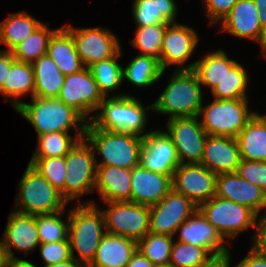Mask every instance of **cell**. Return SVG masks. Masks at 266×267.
Here are the masks:
<instances>
[{
	"label": "cell",
	"instance_id": "cell-1",
	"mask_svg": "<svg viewBox=\"0 0 266 267\" xmlns=\"http://www.w3.org/2000/svg\"><path fill=\"white\" fill-rule=\"evenodd\" d=\"M73 202L68 212L69 242L72 258L88 267L95 258L97 248L106 233L104 216L95 201ZM77 252L78 257H75Z\"/></svg>",
	"mask_w": 266,
	"mask_h": 267
},
{
	"label": "cell",
	"instance_id": "cell-2",
	"mask_svg": "<svg viewBox=\"0 0 266 267\" xmlns=\"http://www.w3.org/2000/svg\"><path fill=\"white\" fill-rule=\"evenodd\" d=\"M30 101L22 102L16 111L33 125L37 136L72 129L76 130V136H85L88 122L60 99L34 96Z\"/></svg>",
	"mask_w": 266,
	"mask_h": 267
},
{
	"label": "cell",
	"instance_id": "cell-3",
	"mask_svg": "<svg viewBox=\"0 0 266 267\" xmlns=\"http://www.w3.org/2000/svg\"><path fill=\"white\" fill-rule=\"evenodd\" d=\"M149 111H153L152 104L144 107V104L133 95L113 93L110 97H104L90 122L99 129L122 131L144 137L148 134L145 129Z\"/></svg>",
	"mask_w": 266,
	"mask_h": 267
},
{
	"label": "cell",
	"instance_id": "cell-4",
	"mask_svg": "<svg viewBox=\"0 0 266 267\" xmlns=\"http://www.w3.org/2000/svg\"><path fill=\"white\" fill-rule=\"evenodd\" d=\"M92 146L94 154L102 156V161H97V166H113L132 169L140 164V152L143 137L122 131H111L96 128L88 122L85 137Z\"/></svg>",
	"mask_w": 266,
	"mask_h": 267
},
{
	"label": "cell",
	"instance_id": "cell-5",
	"mask_svg": "<svg viewBox=\"0 0 266 267\" xmlns=\"http://www.w3.org/2000/svg\"><path fill=\"white\" fill-rule=\"evenodd\" d=\"M202 86L193 70H174L169 84L152 103L154 113L176 117L199 116L203 103Z\"/></svg>",
	"mask_w": 266,
	"mask_h": 267
},
{
	"label": "cell",
	"instance_id": "cell-6",
	"mask_svg": "<svg viewBox=\"0 0 266 267\" xmlns=\"http://www.w3.org/2000/svg\"><path fill=\"white\" fill-rule=\"evenodd\" d=\"M14 211L22 214L39 215L61 212L68 202L29 163L18 183Z\"/></svg>",
	"mask_w": 266,
	"mask_h": 267
},
{
	"label": "cell",
	"instance_id": "cell-7",
	"mask_svg": "<svg viewBox=\"0 0 266 267\" xmlns=\"http://www.w3.org/2000/svg\"><path fill=\"white\" fill-rule=\"evenodd\" d=\"M248 100L214 99L208 105L202 103L199 117L205 132L212 136L236 138L256 113L250 111Z\"/></svg>",
	"mask_w": 266,
	"mask_h": 267
},
{
	"label": "cell",
	"instance_id": "cell-8",
	"mask_svg": "<svg viewBox=\"0 0 266 267\" xmlns=\"http://www.w3.org/2000/svg\"><path fill=\"white\" fill-rule=\"evenodd\" d=\"M94 150L84 138L79 140L65 155L66 177L64 199L72 200L94 191L97 165Z\"/></svg>",
	"mask_w": 266,
	"mask_h": 267
},
{
	"label": "cell",
	"instance_id": "cell-9",
	"mask_svg": "<svg viewBox=\"0 0 266 267\" xmlns=\"http://www.w3.org/2000/svg\"><path fill=\"white\" fill-rule=\"evenodd\" d=\"M198 210L226 241L255 227L256 214L250 208L217 195L201 204Z\"/></svg>",
	"mask_w": 266,
	"mask_h": 267
},
{
	"label": "cell",
	"instance_id": "cell-10",
	"mask_svg": "<svg viewBox=\"0 0 266 267\" xmlns=\"http://www.w3.org/2000/svg\"><path fill=\"white\" fill-rule=\"evenodd\" d=\"M102 209L106 232L135 241L149 233L150 208L130 201L104 202Z\"/></svg>",
	"mask_w": 266,
	"mask_h": 267
},
{
	"label": "cell",
	"instance_id": "cell-11",
	"mask_svg": "<svg viewBox=\"0 0 266 267\" xmlns=\"http://www.w3.org/2000/svg\"><path fill=\"white\" fill-rule=\"evenodd\" d=\"M90 122L104 97L88 67L65 76V82L57 97ZM90 117L89 115H91ZM90 117V119L88 118Z\"/></svg>",
	"mask_w": 266,
	"mask_h": 267
},
{
	"label": "cell",
	"instance_id": "cell-12",
	"mask_svg": "<svg viewBox=\"0 0 266 267\" xmlns=\"http://www.w3.org/2000/svg\"><path fill=\"white\" fill-rule=\"evenodd\" d=\"M199 116L176 117L167 120L166 133L170 136L181 163L201 164L208 134Z\"/></svg>",
	"mask_w": 266,
	"mask_h": 267
},
{
	"label": "cell",
	"instance_id": "cell-13",
	"mask_svg": "<svg viewBox=\"0 0 266 267\" xmlns=\"http://www.w3.org/2000/svg\"><path fill=\"white\" fill-rule=\"evenodd\" d=\"M63 26L72 34L77 53L85 67L114 57L122 48L116 34L107 28H75L70 24Z\"/></svg>",
	"mask_w": 266,
	"mask_h": 267
},
{
	"label": "cell",
	"instance_id": "cell-14",
	"mask_svg": "<svg viewBox=\"0 0 266 267\" xmlns=\"http://www.w3.org/2000/svg\"><path fill=\"white\" fill-rule=\"evenodd\" d=\"M149 208V232L173 237L179 226L198 210L192 200L173 188L159 203Z\"/></svg>",
	"mask_w": 266,
	"mask_h": 267
},
{
	"label": "cell",
	"instance_id": "cell-15",
	"mask_svg": "<svg viewBox=\"0 0 266 267\" xmlns=\"http://www.w3.org/2000/svg\"><path fill=\"white\" fill-rule=\"evenodd\" d=\"M199 35L192 27L184 24L169 23L164 32L160 53V64L163 71L171 65L175 70H193L196 61L186 65L199 42ZM185 64V65H184Z\"/></svg>",
	"mask_w": 266,
	"mask_h": 267
},
{
	"label": "cell",
	"instance_id": "cell-16",
	"mask_svg": "<svg viewBox=\"0 0 266 267\" xmlns=\"http://www.w3.org/2000/svg\"><path fill=\"white\" fill-rule=\"evenodd\" d=\"M220 23L221 31L260 43L266 58V22L253 0H239Z\"/></svg>",
	"mask_w": 266,
	"mask_h": 267
},
{
	"label": "cell",
	"instance_id": "cell-17",
	"mask_svg": "<svg viewBox=\"0 0 266 267\" xmlns=\"http://www.w3.org/2000/svg\"><path fill=\"white\" fill-rule=\"evenodd\" d=\"M172 185L199 207L216 195L217 175L202 164L181 163L173 173Z\"/></svg>",
	"mask_w": 266,
	"mask_h": 267
},
{
	"label": "cell",
	"instance_id": "cell-18",
	"mask_svg": "<svg viewBox=\"0 0 266 267\" xmlns=\"http://www.w3.org/2000/svg\"><path fill=\"white\" fill-rule=\"evenodd\" d=\"M180 164L177 150L166 131L152 130L143 137L141 166L153 172L173 175Z\"/></svg>",
	"mask_w": 266,
	"mask_h": 267
},
{
	"label": "cell",
	"instance_id": "cell-19",
	"mask_svg": "<svg viewBox=\"0 0 266 267\" xmlns=\"http://www.w3.org/2000/svg\"><path fill=\"white\" fill-rule=\"evenodd\" d=\"M0 241L8 258H18L13 248L26 255L29 252L32 253L40 245L36 215L22 214L12 210Z\"/></svg>",
	"mask_w": 266,
	"mask_h": 267
},
{
	"label": "cell",
	"instance_id": "cell-20",
	"mask_svg": "<svg viewBox=\"0 0 266 267\" xmlns=\"http://www.w3.org/2000/svg\"><path fill=\"white\" fill-rule=\"evenodd\" d=\"M216 195L246 206L256 215L266 209V193L236 172L217 175Z\"/></svg>",
	"mask_w": 266,
	"mask_h": 267
},
{
	"label": "cell",
	"instance_id": "cell-21",
	"mask_svg": "<svg viewBox=\"0 0 266 267\" xmlns=\"http://www.w3.org/2000/svg\"><path fill=\"white\" fill-rule=\"evenodd\" d=\"M173 175H164L140 164L131 169V202L152 206L159 203L173 188Z\"/></svg>",
	"mask_w": 266,
	"mask_h": 267
},
{
	"label": "cell",
	"instance_id": "cell-22",
	"mask_svg": "<svg viewBox=\"0 0 266 267\" xmlns=\"http://www.w3.org/2000/svg\"><path fill=\"white\" fill-rule=\"evenodd\" d=\"M178 232V241L203 247L212 255L229 251L225 239L199 210L179 226Z\"/></svg>",
	"mask_w": 266,
	"mask_h": 267
},
{
	"label": "cell",
	"instance_id": "cell-23",
	"mask_svg": "<svg viewBox=\"0 0 266 267\" xmlns=\"http://www.w3.org/2000/svg\"><path fill=\"white\" fill-rule=\"evenodd\" d=\"M241 161L237 138L208 135L201 164L216 175L233 173Z\"/></svg>",
	"mask_w": 266,
	"mask_h": 267
},
{
	"label": "cell",
	"instance_id": "cell-24",
	"mask_svg": "<svg viewBox=\"0 0 266 267\" xmlns=\"http://www.w3.org/2000/svg\"><path fill=\"white\" fill-rule=\"evenodd\" d=\"M94 190L103 202H131V169L97 166Z\"/></svg>",
	"mask_w": 266,
	"mask_h": 267
},
{
	"label": "cell",
	"instance_id": "cell-25",
	"mask_svg": "<svg viewBox=\"0 0 266 267\" xmlns=\"http://www.w3.org/2000/svg\"><path fill=\"white\" fill-rule=\"evenodd\" d=\"M137 250V241L105 233L88 267H126Z\"/></svg>",
	"mask_w": 266,
	"mask_h": 267
},
{
	"label": "cell",
	"instance_id": "cell-26",
	"mask_svg": "<svg viewBox=\"0 0 266 267\" xmlns=\"http://www.w3.org/2000/svg\"><path fill=\"white\" fill-rule=\"evenodd\" d=\"M47 54L65 76L79 72L85 67L77 53L72 34L64 26L52 35Z\"/></svg>",
	"mask_w": 266,
	"mask_h": 267
},
{
	"label": "cell",
	"instance_id": "cell-27",
	"mask_svg": "<svg viewBox=\"0 0 266 267\" xmlns=\"http://www.w3.org/2000/svg\"><path fill=\"white\" fill-rule=\"evenodd\" d=\"M236 138L241 159L266 161V115L256 111Z\"/></svg>",
	"mask_w": 266,
	"mask_h": 267
},
{
	"label": "cell",
	"instance_id": "cell-28",
	"mask_svg": "<svg viewBox=\"0 0 266 267\" xmlns=\"http://www.w3.org/2000/svg\"><path fill=\"white\" fill-rule=\"evenodd\" d=\"M35 77L31 63L14 60L8 76L5 79L0 93L16 110L22 103L18 99L30 93V99L34 97ZM8 96L9 98H7ZM10 97H12L10 99Z\"/></svg>",
	"mask_w": 266,
	"mask_h": 267
},
{
	"label": "cell",
	"instance_id": "cell-29",
	"mask_svg": "<svg viewBox=\"0 0 266 267\" xmlns=\"http://www.w3.org/2000/svg\"><path fill=\"white\" fill-rule=\"evenodd\" d=\"M132 7L136 27L177 22L179 8L174 0H134Z\"/></svg>",
	"mask_w": 266,
	"mask_h": 267
},
{
	"label": "cell",
	"instance_id": "cell-30",
	"mask_svg": "<svg viewBox=\"0 0 266 267\" xmlns=\"http://www.w3.org/2000/svg\"><path fill=\"white\" fill-rule=\"evenodd\" d=\"M204 55L196 60L193 71L197 74L201 86L212 90L239 62L230 59L223 49Z\"/></svg>",
	"mask_w": 266,
	"mask_h": 267
},
{
	"label": "cell",
	"instance_id": "cell-31",
	"mask_svg": "<svg viewBox=\"0 0 266 267\" xmlns=\"http://www.w3.org/2000/svg\"><path fill=\"white\" fill-rule=\"evenodd\" d=\"M35 77L34 96L57 98L65 82V75L48 54L32 63Z\"/></svg>",
	"mask_w": 266,
	"mask_h": 267
},
{
	"label": "cell",
	"instance_id": "cell-32",
	"mask_svg": "<svg viewBox=\"0 0 266 267\" xmlns=\"http://www.w3.org/2000/svg\"><path fill=\"white\" fill-rule=\"evenodd\" d=\"M42 22L26 11L9 14L0 23V43L6 45L5 51H11L17 44L30 36Z\"/></svg>",
	"mask_w": 266,
	"mask_h": 267
},
{
	"label": "cell",
	"instance_id": "cell-33",
	"mask_svg": "<svg viewBox=\"0 0 266 267\" xmlns=\"http://www.w3.org/2000/svg\"><path fill=\"white\" fill-rule=\"evenodd\" d=\"M164 73L158 59L137 54L123 67V81L126 79L137 88H146L157 83Z\"/></svg>",
	"mask_w": 266,
	"mask_h": 267
},
{
	"label": "cell",
	"instance_id": "cell-34",
	"mask_svg": "<svg viewBox=\"0 0 266 267\" xmlns=\"http://www.w3.org/2000/svg\"><path fill=\"white\" fill-rule=\"evenodd\" d=\"M58 29H50L42 23L30 36L11 50L15 60L32 64L41 56L46 55L49 41Z\"/></svg>",
	"mask_w": 266,
	"mask_h": 267
},
{
	"label": "cell",
	"instance_id": "cell-35",
	"mask_svg": "<svg viewBox=\"0 0 266 267\" xmlns=\"http://www.w3.org/2000/svg\"><path fill=\"white\" fill-rule=\"evenodd\" d=\"M121 52L122 50L114 57L95 62L88 67L103 97H108L110 92L117 90L124 82L123 66L118 62Z\"/></svg>",
	"mask_w": 266,
	"mask_h": 267
},
{
	"label": "cell",
	"instance_id": "cell-36",
	"mask_svg": "<svg viewBox=\"0 0 266 267\" xmlns=\"http://www.w3.org/2000/svg\"><path fill=\"white\" fill-rule=\"evenodd\" d=\"M37 137L38 145L31 158L65 156L85 136H72L69 132H51Z\"/></svg>",
	"mask_w": 266,
	"mask_h": 267
},
{
	"label": "cell",
	"instance_id": "cell-37",
	"mask_svg": "<svg viewBox=\"0 0 266 267\" xmlns=\"http://www.w3.org/2000/svg\"><path fill=\"white\" fill-rule=\"evenodd\" d=\"M249 83V74L246 69L238 63L227 73L226 77L210 91L214 99L248 98L247 87Z\"/></svg>",
	"mask_w": 266,
	"mask_h": 267
},
{
	"label": "cell",
	"instance_id": "cell-38",
	"mask_svg": "<svg viewBox=\"0 0 266 267\" xmlns=\"http://www.w3.org/2000/svg\"><path fill=\"white\" fill-rule=\"evenodd\" d=\"M167 25L153 24L136 27L135 37L130 40V43L140 51L139 54L150 56L160 61L161 47Z\"/></svg>",
	"mask_w": 266,
	"mask_h": 267
},
{
	"label": "cell",
	"instance_id": "cell-39",
	"mask_svg": "<svg viewBox=\"0 0 266 267\" xmlns=\"http://www.w3.org/2000/svg\"><path fill=\"white\" fill-rule=\"evenodd\" d=\"M174 237L149 232L137 242V249L154 265L170 262Z\"/></svg>",
	"mask_w": 266,
	"mask_h": 267
},
{
	"label": "cell",
	"instance_id": "cell-40",
	"mask_svg": "<svg viewBox=\"0 0 266 267\" xmlns=\"http://www.w3.org/2000/svg\"><path fill=\"white\" fill-rule=\"evenodd\" d=\"M66 209L61 212L36 215V226L40 243H51L68 239L69 217L66 220L61 217Z\"/></svg>",
	"mask_w": 266,
	"mask_h": 267
},
{
	"label": "cell",
	"instance_id": "cell-41",
	"mask_svg": "<svg viewBox=\"0 0 266 267\" xmlns=\"http://www.w3.org/2000/svg\"><path fill=\"white\" fill-rule=\"evenodd\" d=\"M29 164L35 168L64 198L66 177L65 156L50 158H30Z\"/></svg>",
	"mask_w": 266,
	"mask_h": 267
},
{
	"label": "cell",
	"instance_id": "cell-42",
	"mask_svg": "<svg viewBox=\"0 0 266 267\" xmlns=\"http://www.w3.org/2000/svg\"><path fill=\"white\" fill-rule=\"evenodd\" d=\"M175 239L172 244L169 262L174 267H198L212 255L203 247L176 241Z\"/></svg>",
	"mask_w": 266,
	"mask_h": 267
},
{
	"label": "cell",
	"instance_id": "cell-43",
	"mask_svg": "<svg viewBox=\"0 0 266 267\" xmlns=\"http://www.w3.org/2000/svg\"><path fill=\"white\" fill-rule=\"evenodd\" d=\"M39 251L44 261L43 266H49L72 259L69 238L64 241L40 243Z\"/></svg>",
	"mask_w": 266,
	"mask_h": 267
},
{
	"label": "cell",
	"instance_id": "cell-44",
	"mask_svg": "<svg viewBox=\"0 0 266 267\" xmlns=\"http://www.w3.org/2000/svg\"><path fill=\"white\" fill-rule=\"evenodd\" d=\"M236 173L266 193V161L241 159Z\"/></svg>",
	"mask_w": 266,
	"mask_h": 267
},
{
	"label": "cell",
	"instance_id": "cell-45",
	"mask_svg": "<svg viewBox=\"0 0 266 267\" xmlns=\"http://www.w3.org/2000/svg\"><path fill=\"white\" fill-rule=\"evenodd\" d=\"M238 1L239 0H203L206 16L210 21L209 24L214 25L217 22H222Z\"/></svg>",
	"mask_w": 266,
	"mask_h": 267
},
{
	"label": "cell",
	"instance_id": "cell-46",
	"mask_svg": "<svg viewBox=\"0 0 266 267\" xmlns=\"http://www.w3.org/2000/svg\"><path fill=\"white\" fill-rule=\"evenodd\" d=\"M254 230L251 248L257 253L266 255V211L256 215Z\"/></svg>",
	"mask_w": 266,
	"mask_h": 267
},
{
	"label": "cell",
	"instance_id": "cell-47",
	"mask_svg": "<svg viewBox=\"0 0 266 267\" xmlns=\"http://www.w3.org/2000/svg\"><path fill=\"white\" fill-rule=\"evenodd\" d=\"M235 267H266V255L257 253L250 247L248 254Z\"/></svg>",
	"mask_w": 266,
	"mask_h": 267
},
{
	"label": "cell",
	"instance_id": "cell-48",
	"mask_svg": "<svg viewBox=\"0 0 266 267\" xmlns=\"http://www.w3.org/2000/svg\"><path fill=\"white\" fill-rule=\"evenodd\" d=\"M14 60L11 51L0 50V89L3 87Z\"/></svg>",
	"mask_w": 266,
	"mask_h": 267
},
{
	"label": "cell",
	"instance_id": "cell-49",
	"mask_svg": "<svg viewBox=\"0 0 266 267\" xmlns=\"http://www.w3.org/2000/svg\"><path fill=\"white\" fill-rule=\"evenodd\" d=\"M231 257L230 251L211 255L198 267H230L232 262Z\"/></svg>",
	"mask_w": 266,
	"mask_h": 267
},
{
	"label": "cell",
	"instance_id": "cell-50",
	"mask_svg": "<svg viewBox=\"0 0 266 267\" xmlns=\"http://www.w3.org/2000/svg\"><path fill=\"white\" fill-rule=\"evenodd\" d=\"M126 267H154V264L137 249Z\"/></svg>",
	"mask_w": 266,
	"mask_h": 267
},
{
	"label": "cell",
	"instance_id": "cell-51",
	"mask_svg": "<svg viewBox=\"0 0 266 267\" xmlns=\"http://www.w3.org/2000/svg\"><path fill=\"white\" fill-rule=\"evenodd\" d=\"M7 267H38L32 262L20 258H8Z\"/></svg>",
	"mask_w": 266,
	"mask_h": 267
},
{
	"label": "cell",
	"instance_id": "cell-52",
	"mask_svg": "<svg viewBox=\"0 0 266 267\" xmlns=\"http://www.w3.org/2000/svg\"><path fill=\"white\" fill-rule=\"evenodd\" d=\"M43 267H84V266L80 264L76 259L72 258L68 261L60 262V263L49 265V266H43Z\"/></svg>",
	"mask_w": 266,
	"mask_h": 267
},
{
	"label": "cell",
	"instance_id": "cell-53",
	"mask_svg": "<svg viewBox=\"0 0 266 267\" xmlns=\"http://www.w3.org/2000/svg\"><path fill=\"white\" fill-rule=\"evenodd\" d=\"M257 9L262 14L264 21L266 22V0H253Z\"/></svg>",
	"mask_w": 266,
	"mask_h": 267
},
{
	"label": "cell",
	"instance_id": "cell-54",
	"mask_svg": "<svg viewBox=\"0 0 266 267\" xmlns=\"http://www.w3.org/2000/svg\"><path fill=\"white\" fill-rule=\"evenodd\" d=\"M7 254L0 241V267H7Z\"/></svg>",
	"mask_w": 266,
	"mask_h": 267
},
{
	"label": "cell",
	"instance_id": "cell-55",
	"mask_svg": "<svg viewBox=\"0 0 266 267\" xmlns=\"http://www.w3.org/2000/svg\"><path fill=\"white\" fill-rule=\"evenodd\" d=\"M154 267H174V266L171 265L170 263H165V264H157V265H154Z\"/></svg>",
	"mask_w": 266,
	"mask_h": 267
}]
</instances>
